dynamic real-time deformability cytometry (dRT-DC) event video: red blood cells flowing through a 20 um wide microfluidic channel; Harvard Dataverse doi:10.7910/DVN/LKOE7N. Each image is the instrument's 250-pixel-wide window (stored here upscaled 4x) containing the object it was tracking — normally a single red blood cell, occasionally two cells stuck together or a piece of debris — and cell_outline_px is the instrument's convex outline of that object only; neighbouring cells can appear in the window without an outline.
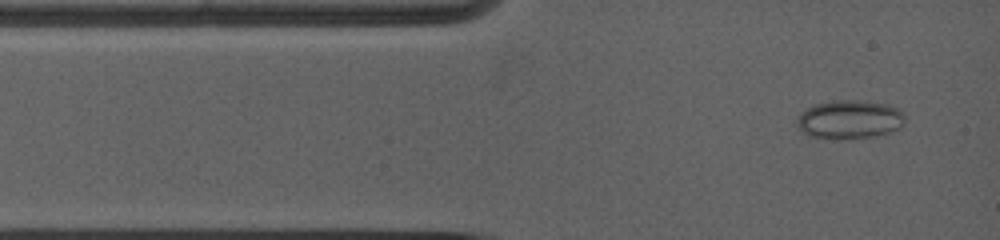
{"species": "common noctule bat (a hibernating species)", "species_latin": "Nyctalus noctula", "temperature_condition": "warm", "stored_images_in_passage": 15, "camera_frame_rate_fps": 5000, "um_per_image_px": 0.085, "animal": {"sex": "female", "body_mass_g": 19.0, "forearm_length_mm": 53.3}, "frame": {"image": 1, "passage_image": 2, "time_ms": 0.4, "image_size_px": [1000, 240], "cell_outline_px": [[904, 124], [900, 128], [888, 132], [868, 136], [808, 136], [796, 124], [796, 116], [800, 112], [816, 104], [836, 100], [856, 100], [888, 104], [896, 108], [904, 116]], "centroid_in_image_um": [72.2, 10.1], "position_along_channel_um": 12.8, "area_um2": 23.35}}
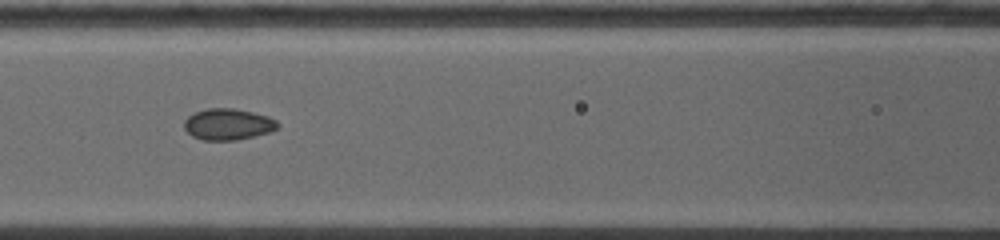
{"frame": {"image": 2, "passage_image": 11, "time_ms": 4.6, "image_size_px": [1000, 240], "cell_outline_px": [[280, 124], [276, 128], [268, 132], [236, 140], [204, 140], [192, 136], [184, 128], [184, 120], [188, 116], [196, 112], [208, 108], [232, 108], [252, 112], [268, 116], [276, 120]], "centroid_in_image_um": [19.36, 10.56], "position_along_channel_um": 147.2, "area_um2": 16.88}}
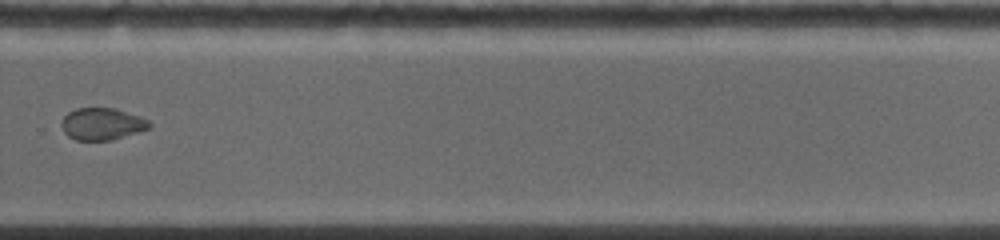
{"frame": {"image": 3, "passage_image": 15, "time_ms": 9.0, "image_size_px": [1000, 240], "cell_outline_px": [[152, 128], [140, 132], [112, 140], [76, 140], [68, 136], [64, 132], [60, 124], [64, 116], [68, 112], [76, 108], [116, 108], [140, 116], [148, 120], [152, 124]], "centroid_in_image_um": [8.7, 10.53], "position_along_channel_um": 321.1, "area_um2": 16.65}}